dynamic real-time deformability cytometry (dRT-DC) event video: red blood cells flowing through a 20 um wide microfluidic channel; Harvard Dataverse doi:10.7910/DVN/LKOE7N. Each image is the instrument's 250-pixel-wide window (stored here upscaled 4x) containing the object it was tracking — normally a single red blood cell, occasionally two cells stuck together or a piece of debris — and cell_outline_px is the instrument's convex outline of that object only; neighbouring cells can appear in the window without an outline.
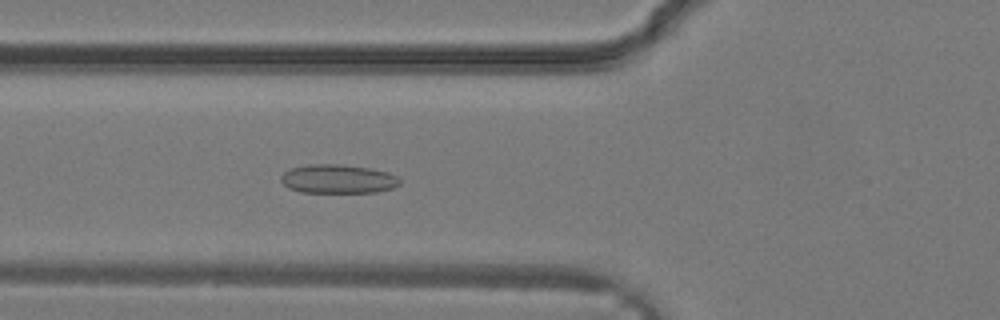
{"species": "common noctule bat (a hibernating species)", "species_latin": "Nyctalus noctula", "temperature_condition": "warm", "stored_images_in_passage": 32, "camera_frame_rate_fps": 3000, "um_per_image_px": 0.085, "animal": {"sex": "male", "body_mass_g": 19.2, "forearm_length_mm": 51.8}, "frame": {"image": 1, "passage_image": 12, "time_ms": 3.667, "image_size_px": [1000, 320], "cell_outline_px": [[400, 184], [392, 188], [376, 192], [300, 192], [288, 188], [280, 180], [280, 176], [288, 168], [308, 164], [340, 164], [368, 168], [388, 172], [396, 176], [400, 180]], "centroid_in_image_um": [28.68, 15.2], "position_along_channel_um": 97.1, "area_um2": 20.06}}
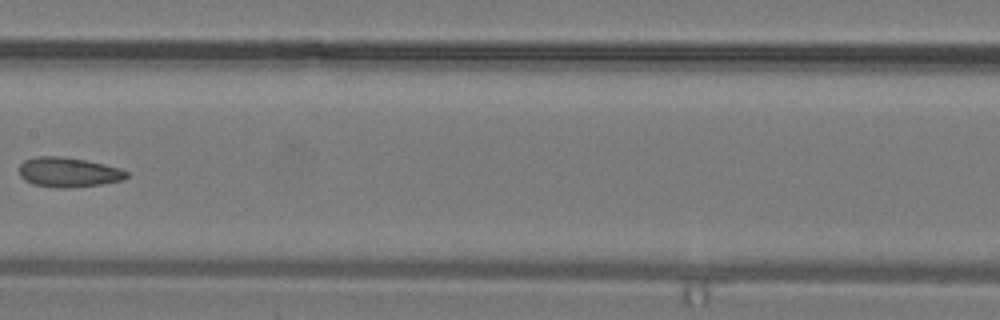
{"frame": {"image": 2, "passage_image": 17, "time_ms": 5.333, "image_size_px": [1000, 320], "cell_outline_px": [[128, 176], [124, 180], [100, 184], [68, 188], [56, 188], [32, 184], [24, 180], [20, 176], [20, 164], [24, 160], [36, 156], [64, 156], [104, 164], [120, 168], [128, 172]], "centroid_in_image_um": [5.8, 14.64], "position_along_channel_um": 201.6, "area_um2": 18.73}}
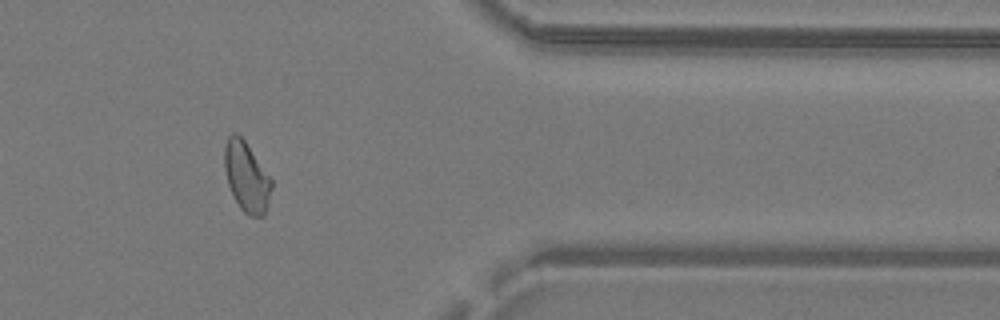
{"frame": {"image": 3, "passage_image": 27, "time_ms": 8.667, "image_size_px": [1000, 320], "cell_outline_px": [[272, 188], [264, 216], [248, 216], [240, 208], [228, 184], [224, 168], [224, 148], [228, 136], [232, 132], [236, 132], [244, 140], [272, 180]], "centroid_in_image_um": [20.94, 15.03], "position_along_channel_um": 390.5, "area_um2": 18.96}}